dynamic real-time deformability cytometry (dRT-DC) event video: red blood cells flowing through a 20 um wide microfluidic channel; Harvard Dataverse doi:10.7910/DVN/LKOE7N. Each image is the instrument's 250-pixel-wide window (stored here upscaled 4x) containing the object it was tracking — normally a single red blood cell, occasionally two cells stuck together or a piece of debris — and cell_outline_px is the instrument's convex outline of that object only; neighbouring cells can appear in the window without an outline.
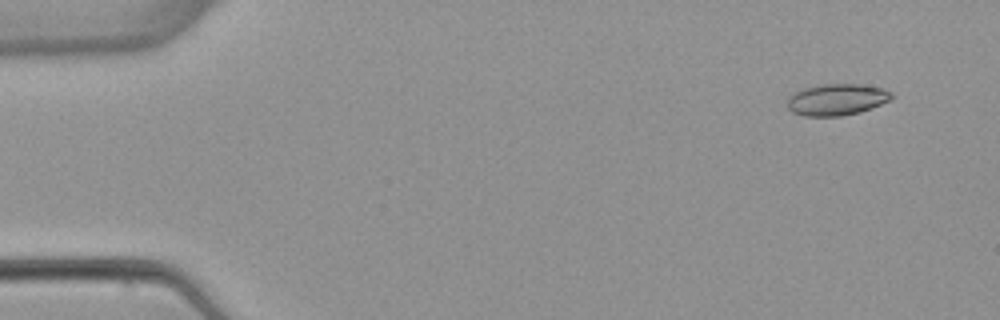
{"species": "common noctule bat (a hibernating species)", "species_latin": "Nyctalus noctula", "temperature_condition": "warm", "stored_images_in_passage": 5, "camera_frame_rate_fps": 3000, "um_per_image_px": 0.085, "animal": {"sex": "female", "body_mass_g": 22.7, "forearm_length_mm": 54.2}, "frame": {"image": 1, "passage_image": 2, "time_ms": 1.0, "image_size_px": [1000, 320], "cell_outline_px": [[892, 100], [872, 108], [860, 112], [840, 116], [804, 116], [792, 112], [788, 108], [788, 96], [804, 88], [820, 84], [860, 84], [884, 88], [892, 92]], "centroid_in_image_um": [71.15, 8.46], "position_along_channel_um": 13.8, "area_um2": 19.31}}
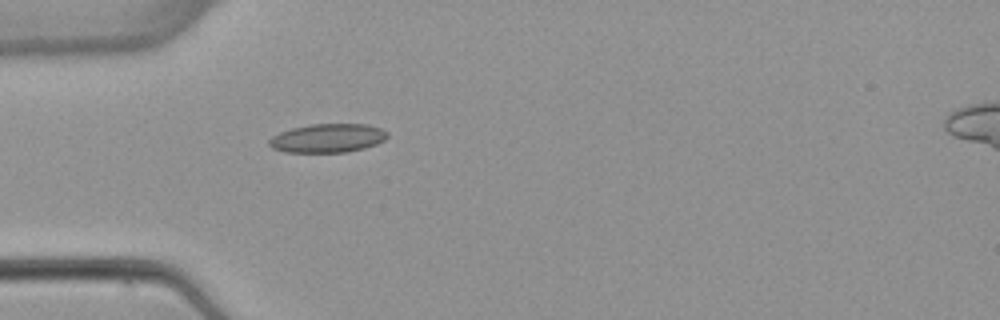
{"frame": {"image": 2, "passage_image": 5, "time_ms": 5.0, "image_size_px": [1000, 320], "cell_outline_px": [[388, 136], [384, 140], [376, 144], [364, 148], [348, 152], [284, 152], [272, 148], [268, 144], [268, 140], [272, 136], [280, 132], [292, 128], [312, 124], [368, 124], [380, 128], [388, 132]], "centroid_in_image_um": [27.85, 11.74], "position_along_channel_um": 57.2, "area_um2": 19.88}}